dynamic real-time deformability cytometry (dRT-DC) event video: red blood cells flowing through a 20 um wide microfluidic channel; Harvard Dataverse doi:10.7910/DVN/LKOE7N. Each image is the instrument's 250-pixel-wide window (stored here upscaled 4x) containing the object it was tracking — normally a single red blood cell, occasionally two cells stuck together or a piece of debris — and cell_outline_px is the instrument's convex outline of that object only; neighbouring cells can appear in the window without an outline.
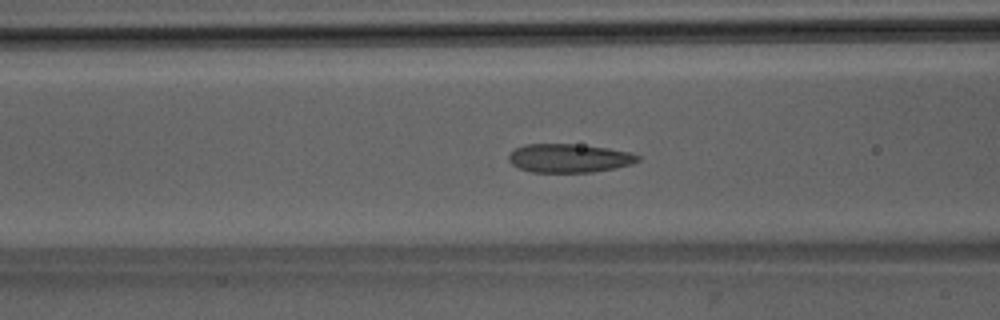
{"species": "Egyptian fruit bat (a non-hibernating species)", "species_latin": "Rousettus aegyptiacus", "temperature_condition": "room temperature", "stored_images_in_passage": 51, "camera_frame_rate_fps": 3000, "um_per_image_px": 0.085, "animal": {"sex": "male"}, "frame": {"image": 1, "passage_image": 21, "time_ms": 6.667, "image_size_px": [1000, 320], "cell_outline_px": [[640, 160], [632, 164], [616, 168], [592, 172], [532, 172], [520, 168], [512, 164], [508, 160], [508, 152], [524, 144], [572, 144], [608, 148], [632, 152], [640, 156]], "centroid_in_image_um": [48.38, 13.44], "position_along_channel_um": 118.2, "area_um2": 21.68}}
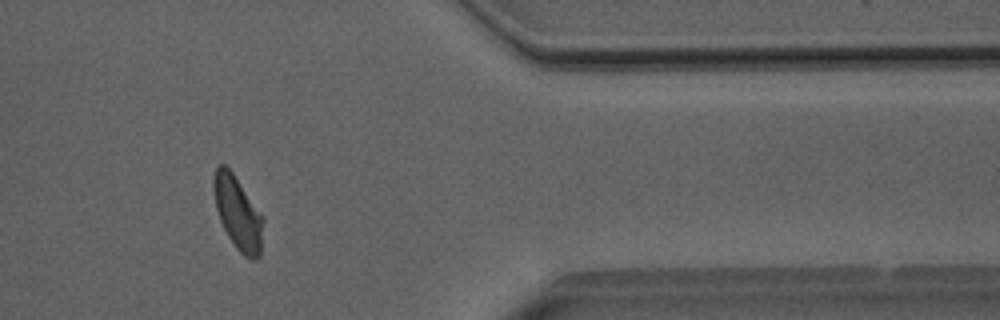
{"frame": {"image": 2, "passage_image": 43, "time_ms": 14.0, "image_size_px": [1000, 320], "cell_outline_px": [[264, 220], [260, 256], [256, 260], [252, 260], [244, 256], [236, 248], [228, 236], [220, 220], [216, 208], [212, 188], [212, 180], [216, 168], [220, 164], [224, 164], [232, 172], [264, 216]], "centroid_in_image_um": [20.22, 18.11], "position_along_channel_um": 391.2, "area_um2": 21.27}}
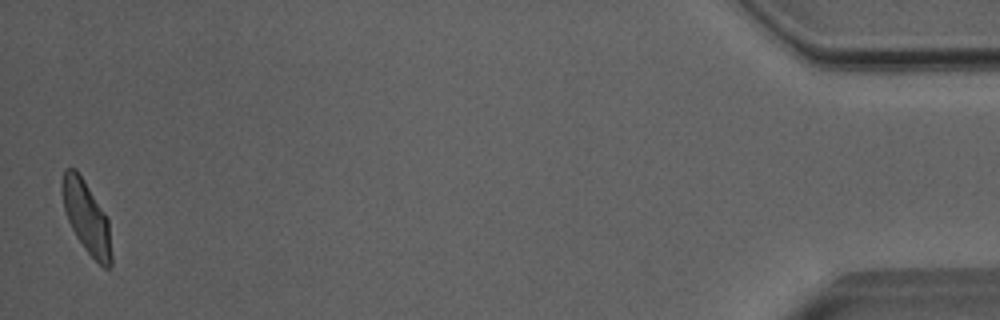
{"frame": {"image": 3, "passage_image": 51, "time_ms": 16.667, "image_size_px": [1000, 320], "cell_outline_px": [[112, 264], [108, 268], [104, 268], [84, 248], [76, 236], [68, 220], [64, 208], [60, 192], [60, 180], [64, 168], [76, 168], [84, 180], [108, 220], [112, 256]], "centroid_in_image_um": [7.31, 18.42], "position_along_channel_um": 427.9, "area_um2": 20.63}, "authors_computed_cell_mechanics": {"area_um2": 21.675, "velocity_mm_per_s": 4.0087, "shape_relaxation_time_tau1_ms": 4.5032, "shape_relaxation_time_tau2_ms": 1.1498, "deformation_change_tau1": 0.1375, "deformation_change_tau2": 0.0744}}